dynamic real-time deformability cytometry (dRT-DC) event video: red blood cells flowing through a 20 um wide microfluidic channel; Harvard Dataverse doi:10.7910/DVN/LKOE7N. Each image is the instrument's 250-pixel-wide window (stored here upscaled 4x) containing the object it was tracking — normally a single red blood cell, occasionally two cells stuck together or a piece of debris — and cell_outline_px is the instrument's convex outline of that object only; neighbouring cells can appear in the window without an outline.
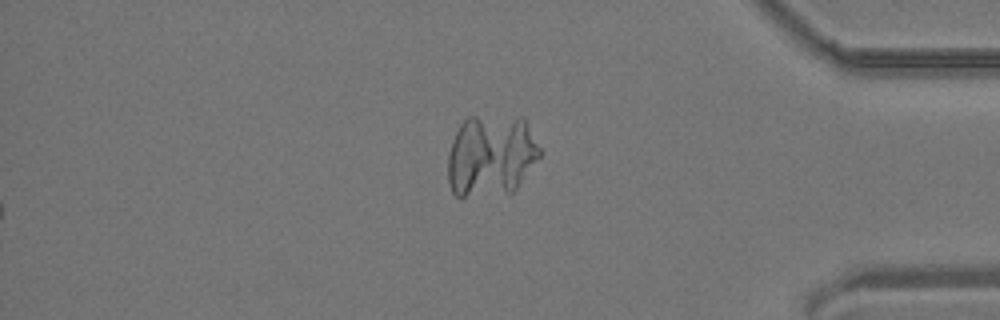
{"species": "common noctule bat (a hibernating species)", "species_latin": "Nyctalus noctula", "temperature_condition": "room temperature", "stored_images_in_passage": 46, "segment_of_instrument_passage": [2, 2], "camera_frame_rate_fps": 3000, "um_per_image_px": 0.085, "animal": {"sex": "male", "body_mass_g": 19.2, "forearm_length_mm": 51.8}, "frame": {"image": 1, "passage_image": 46, "time_ms": 15.0, "image_size_px": [1000, 320], "cell_outline_px": [[540, 156], [516, 188], [512, 192], [464, 196], [456, 196], [452, 192], [448, 184], [448, 156], [452, 140], [460, 124], [468, 116], [524, 116], [540, 148]], "centroid_in_image_um": [41.73, 13.18], "position_along_channel_um": 393.5, "area_um2": 43.93}}